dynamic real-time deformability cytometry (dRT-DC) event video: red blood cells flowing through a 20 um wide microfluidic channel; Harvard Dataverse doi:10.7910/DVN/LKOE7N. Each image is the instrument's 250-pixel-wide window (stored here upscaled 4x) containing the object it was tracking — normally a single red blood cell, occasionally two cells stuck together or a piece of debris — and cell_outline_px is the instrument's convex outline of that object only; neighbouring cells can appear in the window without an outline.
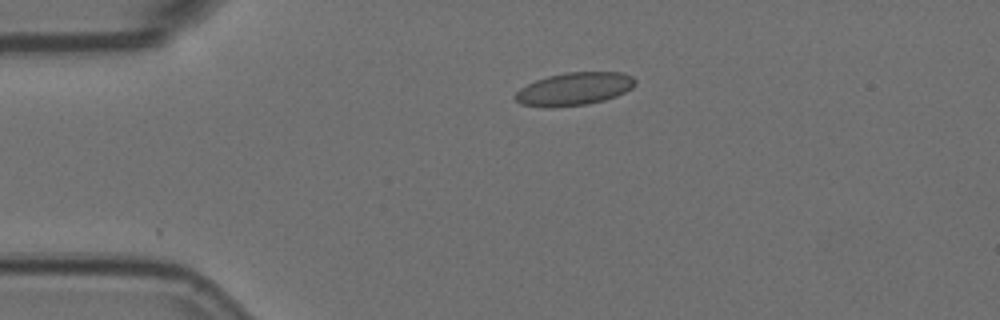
{"species": "Egyptian fruit bat (a non-hibernating species)", "species_latin": "Rousettus aegyptiacus", "temperature_condition": "room temperature", "stored_images_in_passage": 2, "camera_frame_rate_fps": 3000, "um_per_image_px": 0.085, "animal": {"sex": "female"}, "frame": {"image": 1, "passage_image": 1, "time_ms": 0.0, "image_size_px": [1000, 320], "cell_outline_px": [[636, 84], [632, 88], [616, 96], [604, 100], [588, 104], [552, 108], [544, 108], [520, 104], [512, 96], [520, 88], [536, 80], [548, 76], [568, 72], [620, 72], [632, 76], [636, 80]], "centroid_in_image_um": [48.78, 7.57], "position_along_channel_um": 36.2, "area_um2": 23.18}}